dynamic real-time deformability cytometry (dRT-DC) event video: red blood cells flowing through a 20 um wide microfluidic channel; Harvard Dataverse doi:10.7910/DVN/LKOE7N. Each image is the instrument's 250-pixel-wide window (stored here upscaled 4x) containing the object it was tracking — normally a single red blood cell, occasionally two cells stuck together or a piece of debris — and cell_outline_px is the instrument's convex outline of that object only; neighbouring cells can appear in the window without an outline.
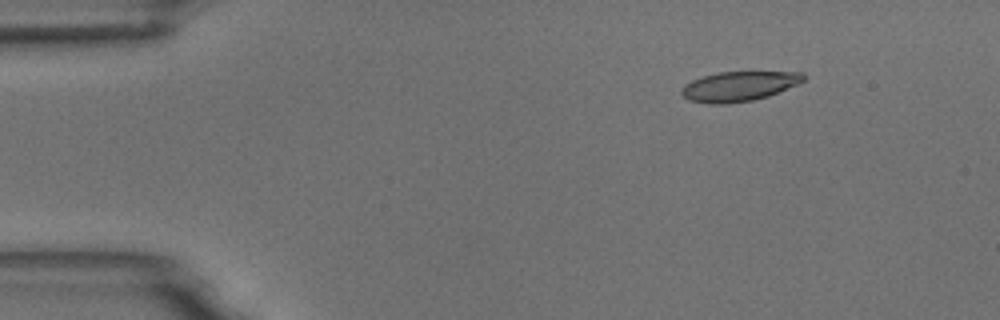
{"species": "common noctule bat (a hibernating species)", "species_latin": "Nyctalus noctula", "temperature_condition": "room temperature", "stored_images_in_passage": 7, "camera_frame_rate_fps": 3000, "um_per_image_px": 0.085, "animal": {"sex": "male", "body_mass_g": 18.8}, "frame": {"image": 1, "passage_image": 2, "time_ms": 1.333, "image_size_px": [1000, 320], "cell_outline_px": [[804, 80], [796, 84], [768, 96], [752, 100], [728, 104], [708, 104], [688, 100], [680, 92], [680, 88], [684, 84], [692, 80], [704, 76], [720, 72], [804, 72]], "centroid_in_image_um": [62.75, 7.34], "position_along_channel_um": 22.3, "area_um2": 21.04}}
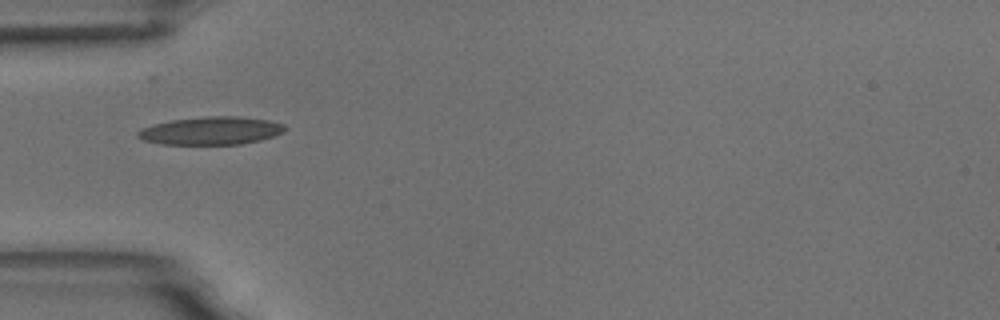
{"frame": {"image": 2, "passage_image": 5, "time_ms": 4.667, "image_size_px": [1000, 320], "cell_outline_px": [[288, 128], [284, 132], [260, 140], [240, 144], [160, 144], [144, 140], [136, 136], [136, 132], [140, 128], [152, 124], [172, 120], [204, 116], [240, 116], [268, 120], [284, 124]], "centroid_in_image_um": [17.92, 11.1], "position_along_channel_um": 67.1, "area_um2": 24.1}}